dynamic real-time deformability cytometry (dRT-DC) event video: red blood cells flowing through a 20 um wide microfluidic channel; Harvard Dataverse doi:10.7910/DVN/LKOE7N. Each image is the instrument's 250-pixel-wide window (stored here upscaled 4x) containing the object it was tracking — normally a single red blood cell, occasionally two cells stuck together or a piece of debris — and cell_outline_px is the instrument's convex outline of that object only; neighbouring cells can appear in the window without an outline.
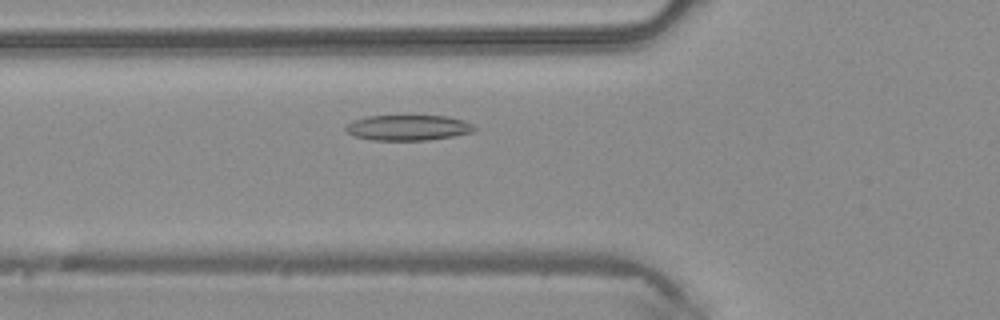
{"species": "common noctule bat (a hibernating species)", "species_latin": "Nyctalus noctula", "temperature_condition": "warm", "stored_images_in_passage": 43, "camera_frame_rate_fps": 3000, "um_per_image_px": 0.085, "animal": {"sex": "male", "body_mass_g": 20.4}, "frame": {"image": 1, "passage_image": 12, "time_ms": 3.667, "image_size_px": [1000, 320], "cell_outline_px": [[476, 128], [472, 132], [452, 136], [428, 140], [372, 140], [356, 136], [348, 132], [344, 128], [344, 124], [352, 120], [368, 116], [448, 116], [464, 120], [472, 124]], "centroid_in_image_um": [34.66, 10.84], "position_along_channel_um": 91.1, "area_um2": 19.07}}
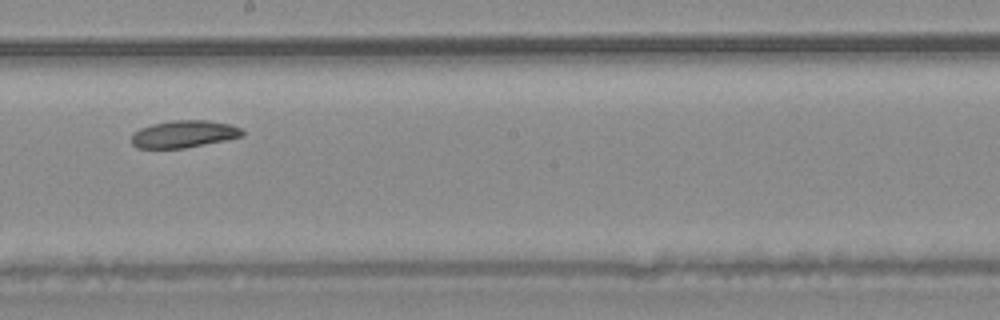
{"frame": {"image": 2, "passage_image": 22, "time_ms": 7.0, "image_size_px": [1000, 320], "cell_outline_px": [[244, 136], [184, 148], [136, 148], [132, 144], [132, 136], [140, 128], [152, 124], [172, 120], [208, 120], [228, 124], [240, 128], [244, 132]], "centroid_in_image_um": [15.62, 11.39], "position_along_channel_um": 232.6, "area_um2": 17.4}}
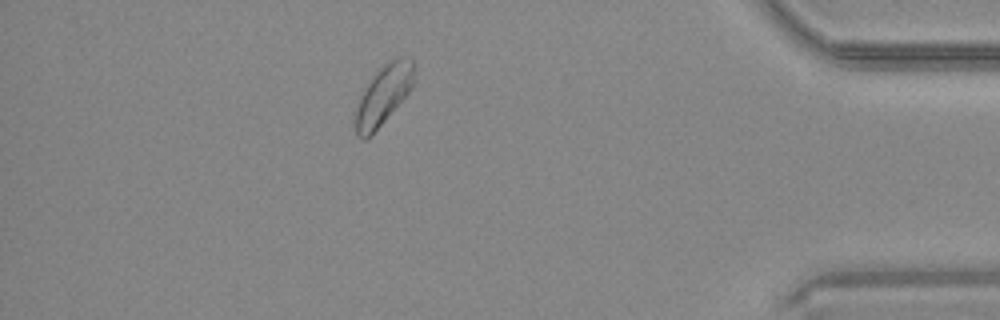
{"frame": {"image": 3, "passage_image": 37, "time_ms": 12.0, "image_size_px": [1000, 320], "cell_outline_px": [[412, 84], [408, 92], [384, 120], [364, 140], [356, 136], [352, 120], [352, 116], [364, 88], [372, 76], [384, 64], [396, 56], [412, 56]], "centroid_in_image_um": [32.51, 8.07], "position_along_channel_um": 402.7, "area_um2": 20.06}}